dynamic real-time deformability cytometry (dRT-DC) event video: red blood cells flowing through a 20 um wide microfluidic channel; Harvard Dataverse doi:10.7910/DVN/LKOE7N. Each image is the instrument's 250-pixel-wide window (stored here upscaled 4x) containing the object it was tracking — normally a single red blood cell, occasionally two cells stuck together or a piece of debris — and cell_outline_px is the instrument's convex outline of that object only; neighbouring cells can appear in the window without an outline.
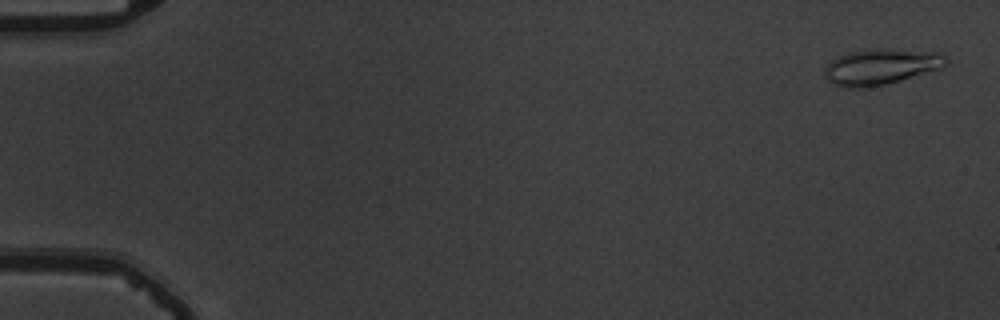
{"species": "common noctule bat (a hibernating species)", "species_latin": "Nyctalus noctula", "temperature_condition": "warm", "stored_images_in_passage": 55, "camera_frame_rate_fps": 3000, "um_per_image_px": 0.085, "animal": {"sex": "male", "body_mass_g": 19.5, "forearm_length_mm": 54.6}, "frame": {"image": 1, "passage_image": 2, "time_ms": 0.333, "image_size_px": [1000, 320], "cell_outline_px": [[948, 64], [940, 68], [900, 80], [884, 84], [860, 88], [840, 88], [832, 84], [824, 76], [824, 68], [832, 60], [848, 52], [880, 48], [936, 52], [944, 56], [948, 60]], "centroid_in_image_um": [74.83, 5.68], "position_along_channel_um": 10.2, "area_um2": 25.14}}
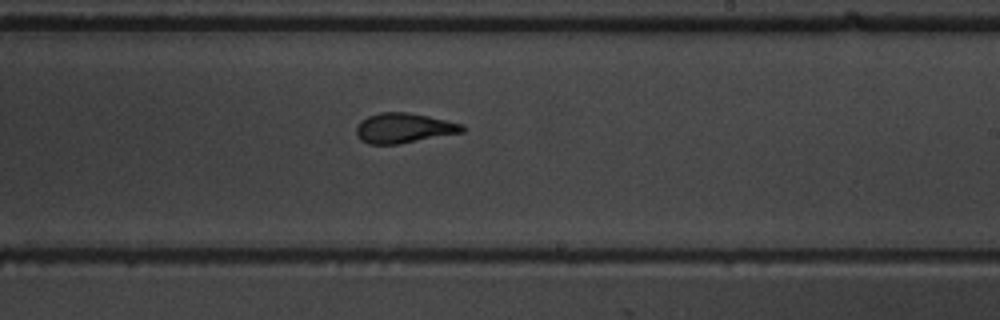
{"frame": {"image": 2, "passage_image": 34, "time_ms": 11.0, "image_size_px": [1000, 320], "cell_outline_px": [[464, 132], [400, 144], [368, 144], [360, 140], [356, 136], [356, 128], [360, 120], [368, 116], [380, 112], [408, 112], [428, 116], [464, 124]], "centroid_in_image_um": [34.3, 10.89], "position_along_channel_um": 254.7, "area_um2": 18.67}}
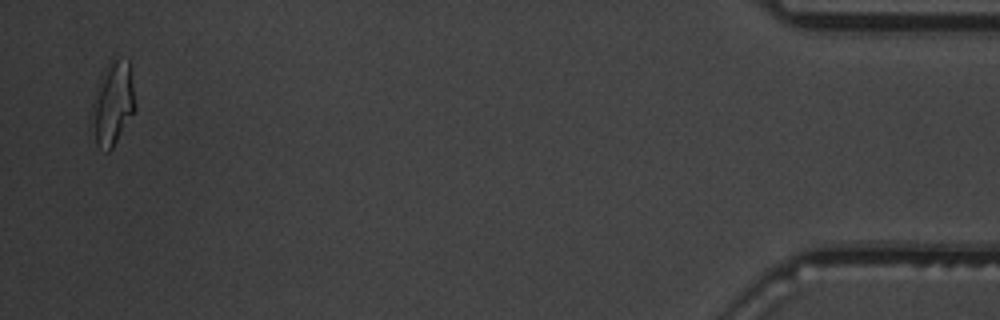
{"frame": {"image": 3, "passage_image": 54, "time_ms": 17.667, "image_size_px": [1000, 320], "cell_outline_px": [[136, 108], [112, 148], [108, 152], [96, 144], [88, 132], [92, 104], [108, 60], [128, 60], [136, 104]], "centroid_in_image_um": [9.54, 8.88], "position_along_channel_um": 425.7, "area_um2": 21.04}, "authors_computed_cell_mechanics": {"area_um2": 19.074, "velocity_mm_per_s": 3.736, "shape_relaxation_time_tau1_ms": 3.9291, "shape_relaxation_time_tau2_ms": 1.4943, "deformation_change_tau1": 0.1791, "deformation_change_tau2": 0.0815}}